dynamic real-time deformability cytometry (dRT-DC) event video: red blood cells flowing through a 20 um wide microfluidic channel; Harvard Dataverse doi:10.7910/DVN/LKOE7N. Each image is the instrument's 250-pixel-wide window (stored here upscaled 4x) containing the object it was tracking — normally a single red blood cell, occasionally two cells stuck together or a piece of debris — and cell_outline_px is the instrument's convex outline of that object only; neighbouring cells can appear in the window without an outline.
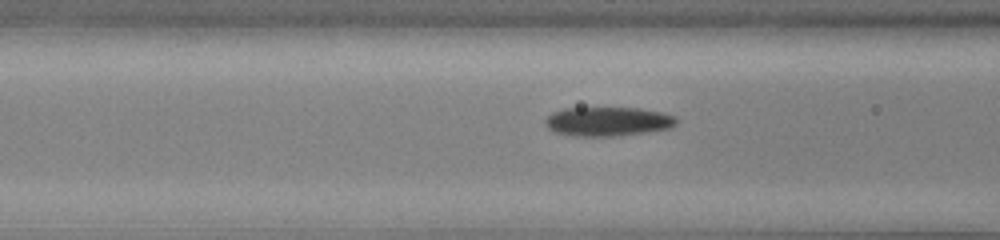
{"species": "common noctule bat (a hibernating species)", "species_latin": "Nyctalus noctula", "temperature_condition": "cold", "stored_images_in_passage": 6, "camera_frame_rate_fps": 3000, "um_per_image_px": 0.085, "animal": {"sex": "male", "body_mass_g": 13.0, "forearm_length_mm": 53.1}, "frame": {"image": 1, "passage_image": 4, "time_ms": 1.0, "image_size_px": [1000, 240], "cell_outline_px": [[676, 124], [672, 128], [644, 132], [612, 136], [572, 136], [556, 132], [548, 128], [544, 124], [544, 120], [552, 112], [564, 108], [640, 108], [664, 112], [676, 116]], "centroid_in_image_um": [51.67, 10.32], "position_along_channel_um": 114.9, "area_um2": 22.37}}